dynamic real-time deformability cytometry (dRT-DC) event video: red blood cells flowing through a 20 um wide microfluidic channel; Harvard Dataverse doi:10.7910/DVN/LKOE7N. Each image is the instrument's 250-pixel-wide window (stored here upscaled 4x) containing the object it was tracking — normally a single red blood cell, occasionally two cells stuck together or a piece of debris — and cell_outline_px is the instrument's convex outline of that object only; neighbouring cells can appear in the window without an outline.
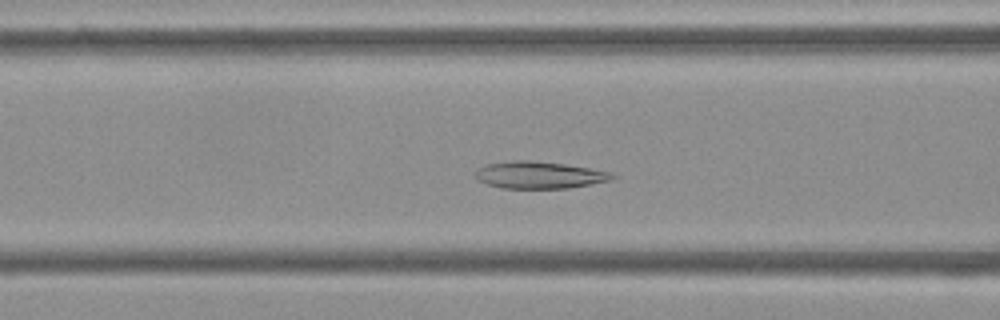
{"species": "Egyptian fruit bat (a non-hibernating species)", "species_latin": "Rousettus aegyptiacus", "temperature_condition": "cold", "stored_images_in_passage": 54, "camera_frame_rate_fps": 3000, "um_per_image_px": 0.085, "frame": {"image": 1, "passage_image": 20, "time_ms": 6.333, "image_size_px": [1000, 320], "cell_outline_px": [[616, 176], [612, 180], [568, 188], [500, 188], [476, 180], [472, 176], [472, 172], [484, 164], [512, 160], [528, 160], [564, 164], [612, 172]], "centroid_in_image_um": [45.75, 14.87], "position_along_channel_um": 120.8, "area_um2": 21.79}}
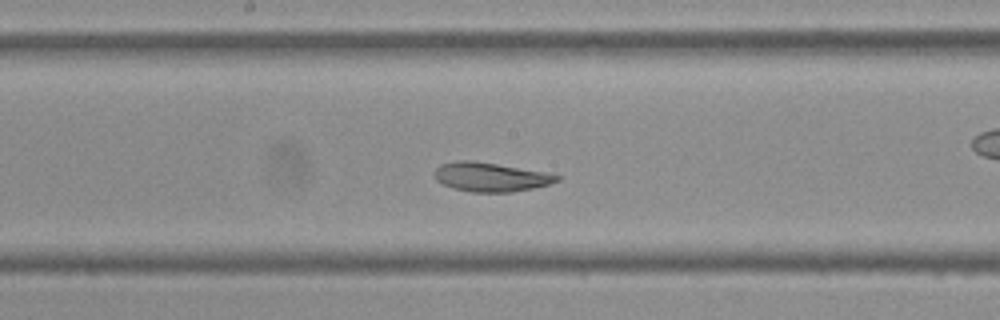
{"frame": {"image": 2, "passage_image": 27, "time_ms": 8.667, "image_size_px": [1000, 320], "cell_outline_px": [[560, 180], [548, 184], [532, 188], [512, 192], [472, 192], [452, 188], [436, 180], [432, 172], [440, 164], [456, 160], [472, 160], [548, 172], [560, 176]], "centroid_in_image_um": [41.67, 15.03], "position_along_channel_um": 206.5, "area_um2": 20.87}}
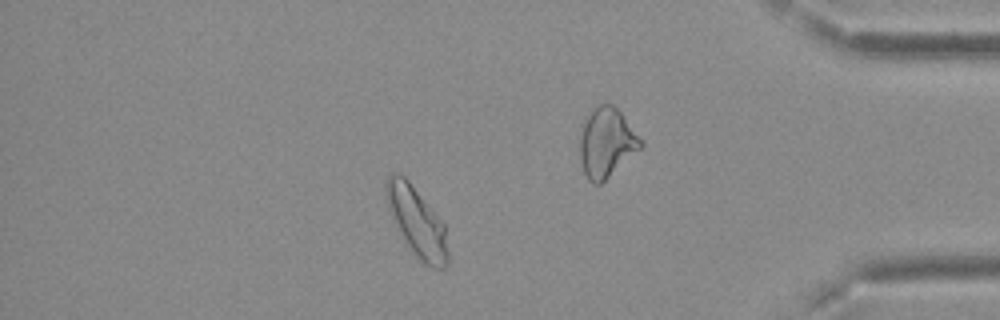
{"frame": {"image": 3, "passage_image": 46, "time_ms": 15.0, "image_size_px": [1000, 320], "cell_outline_px": [[448, 264], [444, 268], [432, 268], [424, 264], [416, 256], [400, 232], [388, 208], [384, 188], [384, 184], [388, 176], [392, 172], [396, 172], [404, 176], [408, 180], [444, 224], [448, 252]], "centroid_in_image_um": [35.42, 18.84], "position_along_channel_um": 399.8, "area_um2": 24.51}, "authors_computed_cell_mechanics": {"area_um2": 23.3223, "velocity_mm_per_s": 3.669, "shape_relaxation_time_tau1_ms": 6.6507, "shape_relaxation_time_tau2_ms": 2.947, "deformation_change_tau1": 0.1361, "deformation_change_tau2": 0.0612}}